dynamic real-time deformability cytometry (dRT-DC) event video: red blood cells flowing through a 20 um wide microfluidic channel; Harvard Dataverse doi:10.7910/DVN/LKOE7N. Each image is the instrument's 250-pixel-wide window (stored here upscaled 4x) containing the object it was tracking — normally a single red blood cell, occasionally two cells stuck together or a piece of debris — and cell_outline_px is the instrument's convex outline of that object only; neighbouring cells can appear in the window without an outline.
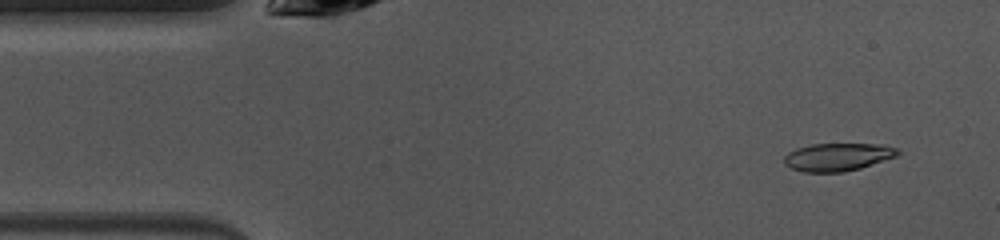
{"species": "common noctule bat (a hibernating species)", "species_latin": "Nyctalus noctula", "temperature_condition": "warm", "stored_images_in_passage": 47, "camera_frame_rate_fps": 3000, "um_per_image_px": 0.085, "animal": {"sex": "female", "body_mass_g": 10.0, "forearm_length_mm": 53.1}, "frame": {"image": 1, "passage_image": 3, "time_ms": 0.667, "image_size_px": [1000, 240], "cell_outline_px": [[900, 152], [896, 156], [860, 168], [844, 172], [804, 172], [792, 168], [784, 164], [784, 156], [788, 152], [796, 148], [812, 144], [876, 144], [896, 148]], "centroid_in_image_um": [71.16, 13.34], "position_along_channel_um": 13.8, "area_um2": 18.26}}
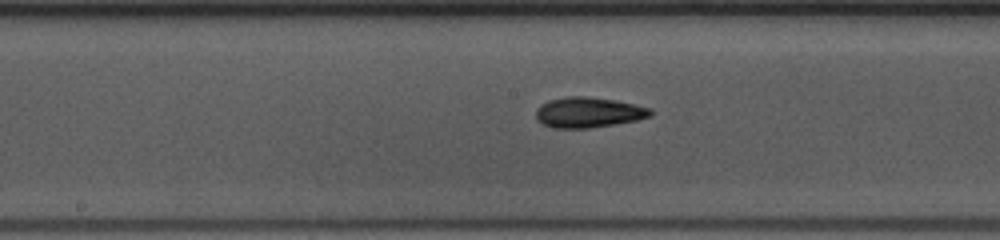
{"frame": {"image": 2, "passage_image": 22, "time_ms": 7.0, "image_size_px": [1000, 240], "cell_outline_px": [[652, 116], [636, 120], [588, 128], [552, 128], [544, 124], [536, 116], [536, 108], [540, 104], [548, 100], [564, 96], [584, 96], [616, 100], [652, 108]], "centroid_in_image_um": [50.01, 9.54], "position_along_channel_um": 198.2, "area_um2": 20.29}}
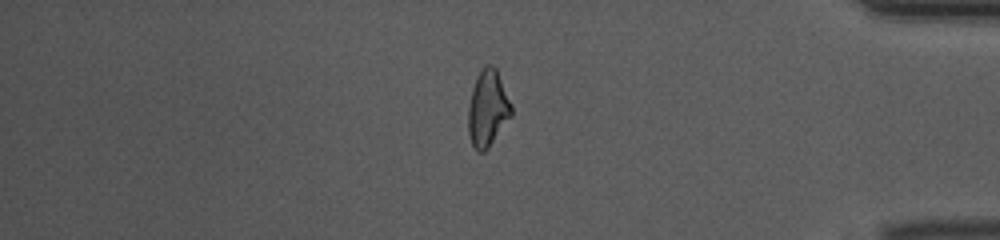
{"frame": {"image": 3, "passage_image": 39, "time_ms": 12.667, "image_size_px": [1000, 240], "cell_outline_px": [[512, 116], [488, 148], [484, 152], [476, 152], [472, 144], [468, 132], [468, 108], [472, 88], [476, 76], [488, 64], [492, 64], [496, 68], [512, 104]], "centroid_in_image_um": [41.46, 9.23], "position_along_channel_um": 393.7, "area_um2": 19.31}, "authors_computed_cell_mechanics": {"area_um2": 19.074, "velocity_mm_per_s": 4.0465, "shape_relaxation_time_tau1_ms": 4.6901, "shape_relaxation_time_tau2_ms": 3.6006, "deformation_change_tau1": 0.1677, "deformation_change_tau2": 0.1152}}